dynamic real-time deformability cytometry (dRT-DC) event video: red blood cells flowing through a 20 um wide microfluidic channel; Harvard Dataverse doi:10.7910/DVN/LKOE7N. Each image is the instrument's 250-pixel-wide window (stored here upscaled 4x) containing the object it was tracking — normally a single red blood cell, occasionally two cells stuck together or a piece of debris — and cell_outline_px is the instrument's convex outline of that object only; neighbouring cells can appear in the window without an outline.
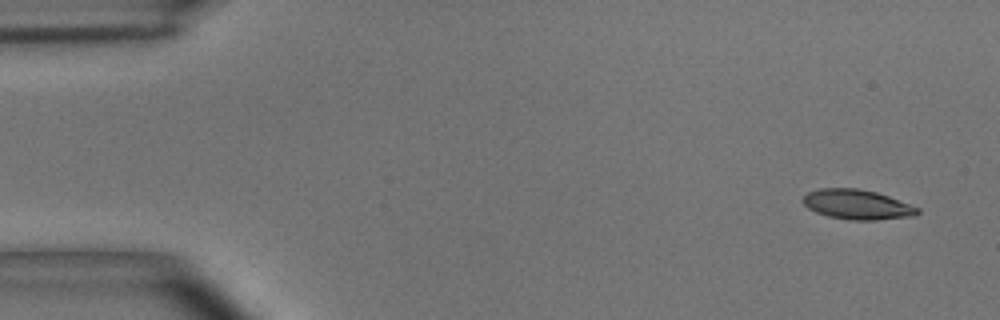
{"species": "common noctule bat (a hibernating species)", "species_latin": "Nyctalus noctula", "temperature_condition": "room temperature", "stored_images_in_passage": 3, "camera_frame_rate_fps": 3000, "um_per_image_px": 0.085, "animal": {"sex": "male", "body_mass_g": 15.6}, "frame": {"image": 1, "passage_image": 1, "time_ms": 0.0, "image_size_px": [1000, 320], "cell_outline_px": [[920, 212], [912, 216], [876, 220], [848, 220], [828, 216], [816, 212], [808, 208], [804, 204], [804, 196], [808, 192], [820, 188], [856, 188], [876, 192], [888, 196], [920, 208]], "centroid_in_image_um": [72.86, 17.39], "position_along_channel_um": 12.1, "area_um2": 19.77}}